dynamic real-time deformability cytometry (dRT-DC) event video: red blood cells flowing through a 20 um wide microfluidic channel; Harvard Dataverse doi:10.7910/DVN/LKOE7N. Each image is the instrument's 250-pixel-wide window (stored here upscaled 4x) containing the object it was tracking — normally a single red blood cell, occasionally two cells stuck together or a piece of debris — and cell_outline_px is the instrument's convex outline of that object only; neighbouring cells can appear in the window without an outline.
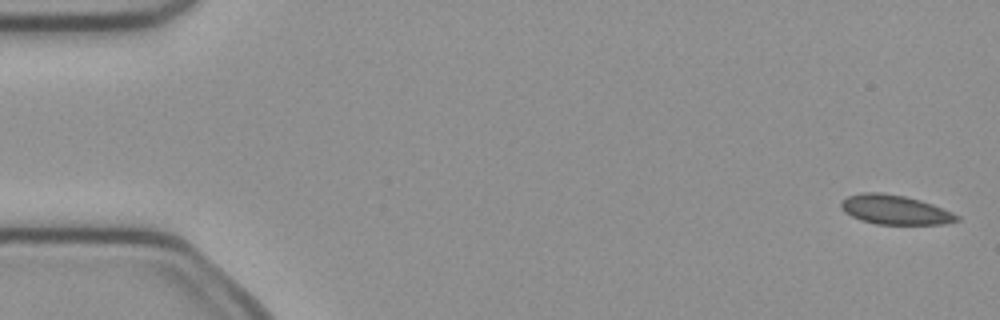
{"species": "common noctule bat (a hibernating species)", "species_latin": "Nyctalus noctula", "temperature_condition": "cold", "stored_images_in_passage": 5, "camera_frame_rate_fps": 3000, "um_per_image_px": 0.085, "animal": {"sex": "female", "body_mass_g": 21.9}, "frame": {"image": 1, "passage_image": 1, "time_ms": 0.0, "image_size_px": [1000, 320], "cell_outline_px": [[960, 220], [944, 224], [876, 224], [860, 220], [844, 212], [840, 208], [840, 204], [848, 196], [864, 192], [880, 192], [904, 196], [920, 200], [932, 204], [952, 212], [960, 216]], "centroid_in_image_um": [76.07, 17.83], "position_along_channel_um": 8.9, "area_um2": 19.77}}